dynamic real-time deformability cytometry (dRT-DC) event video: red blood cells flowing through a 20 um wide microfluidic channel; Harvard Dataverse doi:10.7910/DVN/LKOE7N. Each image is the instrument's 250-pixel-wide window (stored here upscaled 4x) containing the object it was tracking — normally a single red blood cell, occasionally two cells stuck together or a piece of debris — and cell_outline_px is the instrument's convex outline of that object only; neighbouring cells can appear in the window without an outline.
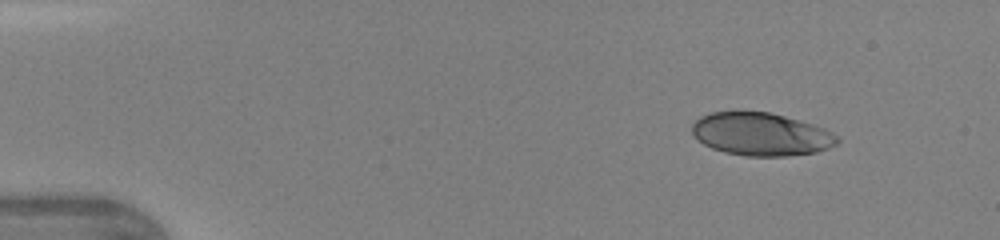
{"species": "human", "species_latin": "Homo sapiens", "temperature_condition": "warm", "stored_images_in_passage": 40, "camera_frame_rate_fps": 3000, "um_per_image_px": 0.085, "donor": {"sex": "female"}, "frame": {"image": 1, "passage_image": 1, "time_ms": 0.0, "image_size_px": [1000, 240], "cell_outline_px": [[840, 140], [836, 144], [828, 148], [816, 152], [788, 156], [748, 156], [724, 152], [712, 148], [696, 140], [692, 132], [692, 124], [700, 116], [712, 112], [736, 108], [768, 112], [800, 120], [824, 128], [840, 136]], "centroid_in_image_um": [64.65, 11.37], "position_along_channel_um": 20.3, "area_um2": 37.17}}
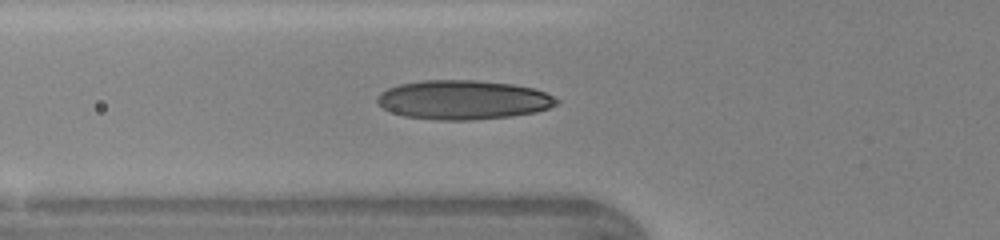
{"frame": {"image": 2, "passage_image": 12, "time_ms": 3.667, "image_size_px": [1000, 240], "cell_outline_px": [[560, 100], [556, 104], [548, 108], [536, 112], [512, 116], [472, 120], [436, 120], [404, 116], [392, 112], [376, 104], [376, 96], [380, 92], [388, 88], [400, 84], [424, 80], [476, 80], [512, 84], [532, 88], [544, 92]], "centroid_in_image_um": [39.33, 8.49], "position_along_channel_um": 86.5, "area_um2": 41.04}}
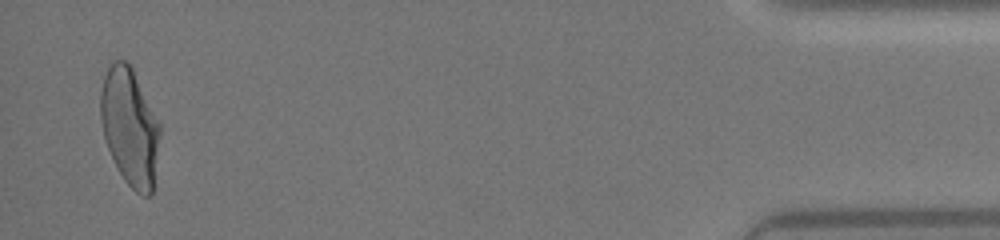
{"frame": {"image": 3, "passage_image": 39, "time_ms": 12.667, "image_size_px": [1000, 240], "cell_outline_px": [[160, 132], [152, 196], [144, 196], [136, 192], [124, 180], [108, 148], [104, 136], [100, 120], [100, 92], [104, 76], [108, 68], [116, 60], [124, 60], [132, 68], [160, 124]], "centroid_in_image_um": [11.03, 10.8], "position_along_channel_um": 424.2, "area_um2": 40.11}}